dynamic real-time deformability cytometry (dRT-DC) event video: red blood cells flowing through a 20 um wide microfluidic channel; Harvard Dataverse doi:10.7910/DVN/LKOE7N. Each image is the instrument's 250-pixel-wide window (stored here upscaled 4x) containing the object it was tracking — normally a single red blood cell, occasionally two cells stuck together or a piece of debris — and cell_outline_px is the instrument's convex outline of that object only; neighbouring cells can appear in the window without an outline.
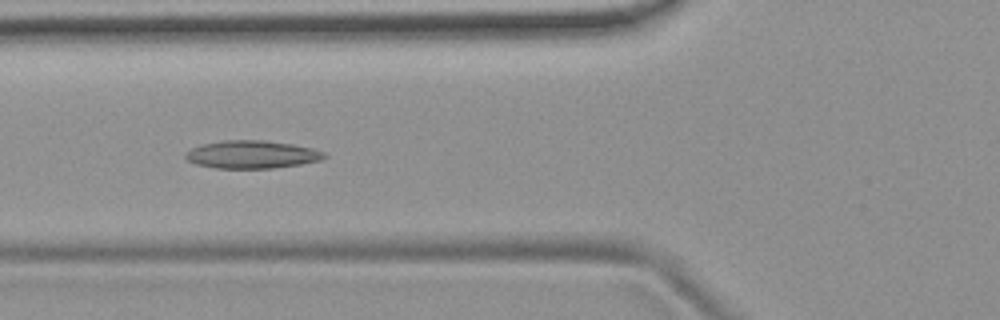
{"species": "common noctule bat (a hibernating species)", "species_latin": "Nyctalus noctula", "temperature_condition": "room temperature", "stored_images_in_passage": 11, "camera_frame_rate_fps": 3000, "um_per_image_px": 0.085, "animal": {"sex": "female", "body_mass_g": 19.9}, "frame": {"image": 1, "passage_image": 8, "time_ms": 2.333, "image_size_px": [1000, 320], "cell_outline_px": [[328, 156], [320, 160], [300, 164], [272, 168], [216, 168], [196, 164], [188, 160], [184, 156], [184, 152], [200, 144], [224, 140], [264, 140], [292, 144], [312, 148], [324, 152]], "centroid_in_image_um": [21.38, 13.12], "position_along_channel_um": 104.4, "area_um2": 22.54}}